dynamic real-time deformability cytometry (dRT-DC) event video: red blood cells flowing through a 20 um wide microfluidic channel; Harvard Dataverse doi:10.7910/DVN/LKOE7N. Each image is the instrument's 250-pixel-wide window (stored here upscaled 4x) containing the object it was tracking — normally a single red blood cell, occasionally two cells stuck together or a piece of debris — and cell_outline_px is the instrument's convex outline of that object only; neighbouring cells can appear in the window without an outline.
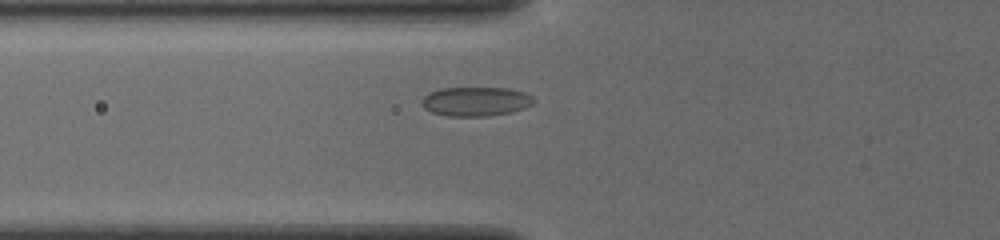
{"species": "common noctule bat (a hibernating species)", "species_latin": "Nyctalus noctula", "temperature_condition": "cold", "stored_images_in_passage": 35, "camera_frame_rate_fps": 3000, "um_per_image_px": 0.085, "animal": {"sex": "female", "body_mass_g": 19.5, "forearm_length_mm": 54.1}, "frame": {"image": 1, "passage_image": 2, "time_ms": 0.333, "image_size_px": [1000, 240], "cell_outline_px": [[536, 100], [532, 104], [524, 108], [512, 112], [488, 116], [448, 116], [432, 112], [424, 108], [420, 100], [428, 92], [440, 88], [508, 88], [524, 92], [532, 96]], "centroid_in_image_um": [40.43, 8.62], "position_along_channel_um": 85.4, "area_um2": 19.19}}
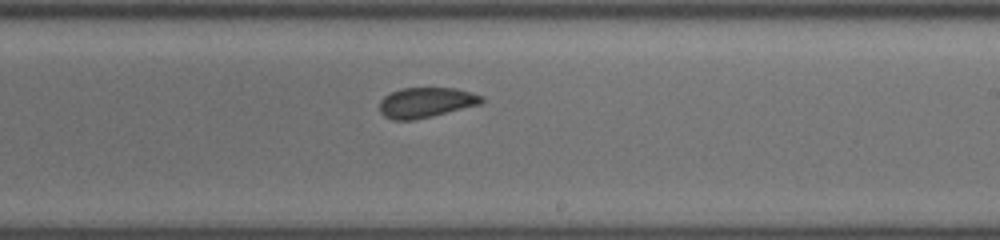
{"frame": {"image": 2, "passage_image": 15, "time_ms": 4.667, "image_size_px": [1000, 240], "cell_outline_px": [[484, 100], [480, 104], [432, 116], [412, 120], [392, 120], [384, 116], [380, 112], [380, 100], [384, 96], [400, 88], [456, 88], [472, 92], [484, 96]], "centroid_in_image_um": [36.21, 8.71], "position_along_channel_um": 252.8, "area_um2": 17.98}}
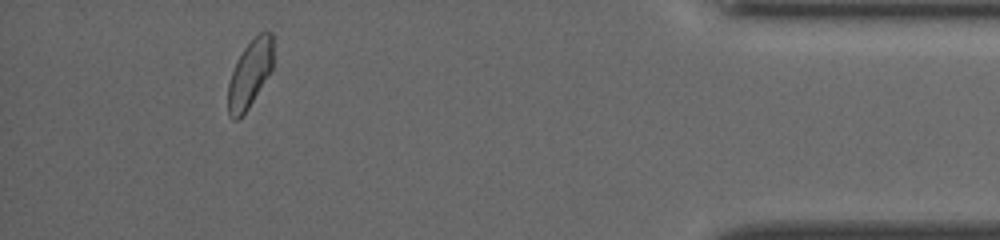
{"frame": {"image": 3, "passage_image": 31, "time_ms": 10.0, "image_size_px": [1000, 240], "cell_outline_px": [[272, 72], [248, 108], [236, 120], [232, 120], [228, 116], [228, 84], [232, 72], [244, 48], [260, 32], [272, 32]], "centroid_in_image_um": [21.24, 6.31], "position_along_channel_um": 414.0, "area_um2": 17.51}, "authors_computed_cell_mechanics": {"area_um2": 18.2648, "velocity_mm_per_s": 3.8659, "shape_relaxation_time_tau1_ms": null, "shape_relaxation_time_tau2_ms": 0.947, "deformation_change_tau1": null, "deformation_change_tau2": 0.0551}}